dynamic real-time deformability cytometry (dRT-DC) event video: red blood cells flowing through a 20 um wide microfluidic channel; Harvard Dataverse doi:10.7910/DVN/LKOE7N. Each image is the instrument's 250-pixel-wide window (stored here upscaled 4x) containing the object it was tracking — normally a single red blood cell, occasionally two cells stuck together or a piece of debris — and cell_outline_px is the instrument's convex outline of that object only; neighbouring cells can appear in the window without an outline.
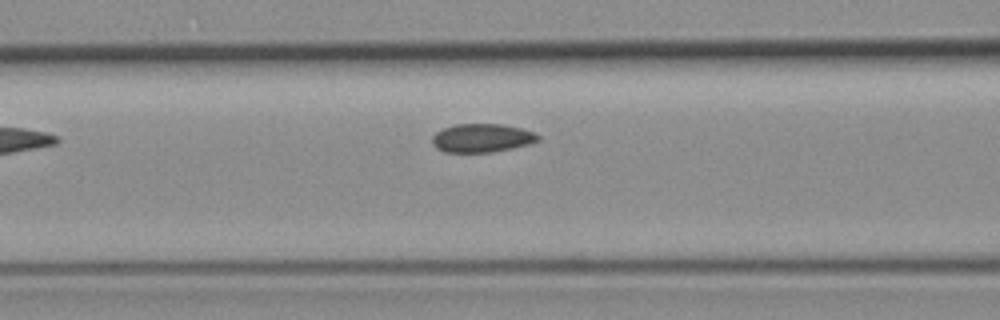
{"species": "common noctule bat (a hibernating species)", "species_latin": "Nyctalus noctula", "temperature_condition": "room temperature", "stored_images_in_passage": 6, "camera_frame_rate_fps": 3000, "um_per_image_px": 0.085, "animal": {"sex": "female", "body_mass_g": 19.3, "forearm_length_mm": 54.1}, "frame": {"image": 1, "passage_image": 6, "time_ms": 5.667, "image_size_px": [1000, 320], "cell_outline_px": [[540, 140], [532, 144], [492, 152], [444, 152], [436, 148], [432, 144], [432, 136], [436, 132], [444, 128], [456, 124], [500, 124], [520, 128], [536, 132], [540, 136]], "centroid_in_image_um": [40.99, 11.73], "position_along_channel_um": 125.6, "area_um2": 17.74}}